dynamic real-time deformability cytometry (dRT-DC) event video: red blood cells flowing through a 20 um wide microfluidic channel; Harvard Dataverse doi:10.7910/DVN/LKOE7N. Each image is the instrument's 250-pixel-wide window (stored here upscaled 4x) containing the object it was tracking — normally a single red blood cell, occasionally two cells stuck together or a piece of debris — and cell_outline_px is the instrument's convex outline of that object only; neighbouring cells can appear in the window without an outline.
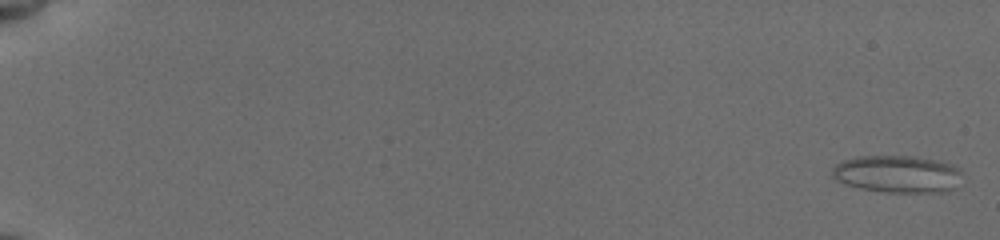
{"species": "common noctule bat (a hibernating species)", "species_latin": "Nyctalus noctula", "temperature_condition": "cold", "stored_images_in_passage": 30, "camera_frame_rate_fps": 3000, "um_per_image_px": 0.085, "animal": {"sex": "female", "body_mass_g": 19.5, "forearm_length_mm": 54.1}, "frame": {"image": 1, "passage_image": 2, "time_ms": 0.333, "image_size_px": [1000, 240], "cell_outline_px": [[960, 172], [948, 188], [940, 192], [888, 192], [860, 188], [836, 180], [832, 176], [832, 168], [836, 164], [844, 160], [856, 156], [912, 156], [932, 160], [948, 164], [956, 168]], "centroid_in_image_um": [76.12, 14.78], "position_along_channel_um": 8.9, "area_um2": 27.17}}
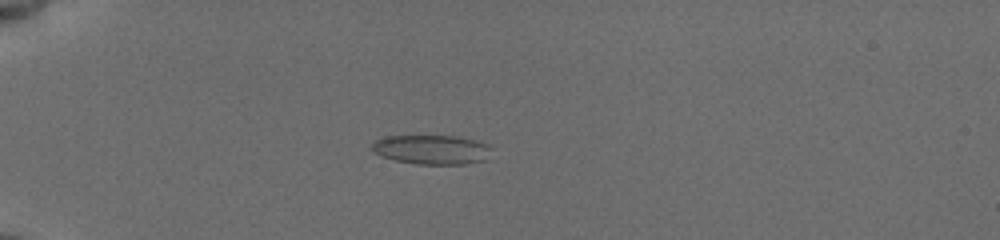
{"frame": {"image": 2, "passage_image": 26, "time_ms": 5.667, "image_size_px": [1000, 240], "cell_outline_px": [[492, 148], [484, 160], [464, 164], [416, 164], [396, 160], [380, 156], [372, 152], [372, 144], [376, 140], [388, 136], [456, 136], [480, 140], [488, 144]], "centroid_in_image_um": [36.71, 12.71], "position_along_channel_um": 48.3, "area_um2": 20.52}}